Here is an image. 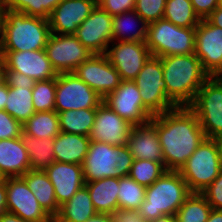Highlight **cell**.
I'll return each mask as SVG.
<instances>
[{"mask_svg": "<svg viewBox=\"0 0 222 222\" xmlns=\"http://www.w3.org/2000/svg\"><path fill=\"white\" fill-rule=\"evenodd\" d=\"M158 138L167 170L179 171L206 138L197 116L188 106L157 115Z\"/></svg>", "mask_w": 222, "mask_h": 222, "instance_id": "1", "label": "cell"}, {"mask_svg": "<svg viewBox=\"0 0 222 222\" xmlns=\"http://www.w3.org/2000/svg\"><path fill=\"white\" fill-rule=\"evenodd\" d=\"M167 97L177 106H189L210 77L195 54L160 57Z\"/></svg>", "mask_w": 222, "mask_h": 222, "instance_id": "2", "label": "cell"}, {"mask_svg": "<svg viewBox=\"0 0 222 222\" xmlns=\"http://www.w3.org/2000/svg\"><path fill=\"white\" fill-rule=\"evenodd\" d=\"M51 35L49 21L3 6L0 51L45 49Z\"/></svg>", "mask_w": 222, "mask_h": 222, "instance_id": "3", "label": "cell"}, {"mask_svg": "<svg viewBox=\"0 0 222 222\" xmlns=\"http://www.w3.org/2000/svg\"><path fill=\"white\" fill-rule=\"evenodd\" d=\"M190 194L180 172L167 170L146 187L145 200L138 210L139 215L148 222L163 215H175Z\"/></svg>", "mask_w": 222, "mask_h": 222, "instance_id": "4", "label": "cell"}, {"mask_svg": "<svg viewBox=\"0 0 222 222\" xmlns=\"http://www.w3.org/2000/svg\"><path fill=\"white\" fill-rule=\"evenodd\" d=\"M134 158L128 145L113 146L92 141L82 163L85 182L107 177L122 178L129 176Z\"/></svg>", "mask_w": 222, "mask_h": 222, "instance_id": "5", "label": "cell"}, {"mask_svg": "<svg viewBox=\"0 0 222 222\" xmlns=\"http://www.w3.org/2000/svg\"><path fill=\"white\" fill-rule=\"evenodd\" d=\"M222 170V152L218 139L205 138L179 172L191 193H201Z\"/></svg>", "mask_w": 222, "mask_h": 222, "instance_id": "6", "label": "cell"}, {"mask_svg": "<svg viewBox=\"0 0 222 222\" xmlns=\"http://www.w3.org/2000/svg\"><path fill=\"white\" fill-rule=\"evenodd\" d=\"M145 43L152 56L194 54L195 28H183L164 18L159 19L148 24Z\"/></svg>", "mask_w": 222, "mask_h": 222, "instance_id": "7", "label": "cell"}, {"mask_svg": "<svg viewBox=\"0 0 222 222\" xmlns=\"http://www.w3.org/2000/svg\"><path fill=\"white\" fill-rule=\"evenodd\" d=\"M197 116L205 137L222 136V77H209L188 106Z\"/></svg>", "mask_w": 222, "mask_h": 222, "instance_id": "8", "label": "cell"}, {"mask_svg": "<svg viewBox=\"0 0 222 222\" xmlns=\"http://www.w3.org/2000/svg\"><path fill=\"white\" fill-rule=\"evenodd\" d=\"M133 81L139 88L144 107L153 116L177 107L167 97L160 57L151 55Z\"/></svg>", "mask_w": 222, "mask_h": 222, "instance_id": "9", "label": "cell"}, {"mask_svg": "<svg viewBox=\"0 0 222 222\" xmlns=\"http://www.w3.org/2000/svg\"><path fill=\"white\" fill-rule=\"evenodd\" d=\"M102 102L103 98L74 73L57 75L54 108L57 113L97 108Z\"/></svg>", "mask_w": 222, "mask_h": 222, "instance_id": "10", "label": "cell"}, {"mask_svg": "<svg viewBox=\"0 0 222 222\" xmlns=\"http://www.w3.org/2000/svg\"><path fill=\"white\" fill-rule=\"evenodd\" d=\"M45 52L57 74L73 73L92 55L74 34L51 33L45 46Z\"/></svg>", "mask_w": 222, "mask_h": 222, "instance_id": "11", "label": "cell"}, {"mask_svg": "<svg viewBox=\"0 0 222 222\" xmlns=\"http://www.w3.org/2000/svg\"><path fill=\"white\" fill-rule=\"evenodd\" d=\"M194 54L210 77L222 76V28L201 20L195 28Z\"/></svg>", "mask_w": 222, "mask_h": 222, "instance_id": "12", "label": "cell"}, {"mask_svg": "<svg viewBox=\"0 0 222 222\" xmlns=\"http://www.w3.org/2000/svg\"><path fill=\"white\" fill-rule=\"evenodd\" d=\"M103 102L133 126L148 122L153 115L144 107L139 88L132 80H122Z\"/></svg>", "mask_w": 222, "mask_h": 222, "instance_id": "13", "label": "cell"}, {"mask_svg": "<svg viewBox=\"0 0 222 222\" xmlns=\"http://www.w3.org/2000/svg\"><path fill=\"white\" fill-rule=\"evenodd\" d=\"M106 57L122 80H134L151 56L145 42L112 41Z\"/></svg>", "mask_w": 222, "mask_h": 222, "instance_id": "14", "label": "cell"}, {"mask_svg": "<svg viewBox=\"0 0 222 222\" xmlns=\"http://www.w3.org/2000/svg\"><path fill=\"white\" fill-rule=\"evenodd\" d=\"M73 73L103 99L116 90L122 81L105 54H92Z\"/></svg>", "mask_w": 222, "mask_h": 222, "instance_id": "15", "label": "cell"}, {"mask_svg": "<svg viewBox=\"0 0 222 222\" xmlns=\"http://www.w3.org/2000/svg\"><path fill=\"white\" fill-rule=\"evenodd\" d=\"M113 16L98 4L75 32V37L92 54H105L113 39Z\"/></svg>", "mask_w": 222, "mask_h": 222, "instance_id": "16", "label": "cell"}, {"mask_svg": "<svg viewBox=\"0 0 222 222\" xmlns=\"http://www.w3.org/2000/svg\"><path fill=\"white\" fill-rule=\"evenodd\" d=\"M6 189L8 212L30 222H53L22 177H7Z\"/></svg>", "mask_w": 222, "mask_h": 222, "instance_id": "17", "label": "cell"}, {"mask_svg": "<svg viewBox=\"0 0 222 222\" xmlns=\"http://www.w3.org/2000/svg\"><path fill=\"white\" fill-rule=\"evenodd\" d=\"M132 128L133 125L122 119L107 104L102 102L96 108L94 125L88 137L92 141L123 146L127 145Z\"/></svg>", "mask_w": 222, "mask_h": 222, "instance_id": "18", "label": "cell"}, {"mask_svg": "<svg viewBox=\"0 0 222 222\" xmlns=\"http://www.w3.org/2000/svg\"><path fill=\"white\" fill-rule=\"evenodd\" d=\"M7 70L22 73L35 81L57 77V72L47 58L45 49L34 51H0Z\"/></svg>", "mask_w": 222, "mask_h": 222, "instance_id": "19", "label": "cell"}, {"mask_svg": "<svg viewBox=\"0 0 222 222\" xmlns=\"http://www.w3.org/2000/svg\"><path fill=\"white\" fill-rule=\"evenodd\" d=\"M96 5L97 0H62L48 19L51 33L75 34Z\"/></svg>", "mask_w": 222, "mask_h": 222, "instance_id": "20", "label": "cell"}, {"mask_svg": "<svg viewBox=\"0 0 222 222\" xmlns=\"http://www.w3.org/2000/svg\"><path fill=\"white\" fill-rule=\"evenodd\" d=\"M127 145L135 160H153L164 163L158 138L157 115L144 124L133 126Z\"/></svg>", "mask_w": 222, "mask_h": 222, "instance_id": "21", "label": "cell"}, {"mask_svg": "<svg viewBox=\"0 0 222 222\" xmlns=\"http://www.w3.org/2000/svg\"><path fill=\"white\" fill-rule=\"evenodd\" d=\"M44 171L53 184L59 207L85 185L82 165L55 161Z\"/></svg>", "mask_w": 222, "mask_h": 222, "instance_id": "22", "label": "cell"}, {"mask_svg": "<svg viewBox=\"0 0 222 222\" xmlns=\"http://www.w3.org/2000/svg\"><path fill=\"white\" fill-rule=\"evenodd\" d=\"M30 170L28 152L20 137L0 140V174L4 177H22Z\"/></svg>", "mask_w": 222, "mask_h": 222, "instance_id": "23", "label": "cell"}, {"mask_svg": "<svg viewBox=\"0 0 222 222\" xmlns=\"http://www.w3.org/2000/svg\"><path fill=\"white\" fill-rule=\"evenodd\" d=\"M90 142L88 136L60 132L54 138L55 161L82 165Z\"/></svg>", "mask_w": 222, "mask_h": 222, "instance_id": "24", "label": "cell"}, {"mask_svg": "<svg viewBox=\"0 0 222 222\" xmlns=\"http://www.w3.org/2000/svg\"><path fill=\"white\" fill-rule=\"evenodd\" d=\"M22 178L36 196L40 206L54 219L58 215L60 207L55 198L53 184L50 182L46 172L44 170L30 169Z\"/></svg>", "mask_w": 222, "mask_h": 222, "instance_id": "25", "label": "cell"}, {"mask_svg": "<svg viewBox=\"0 0 222 222\" xmlns=\"http://www.w3.org/2000/svg\"><path fill=\"white\" fill-rule=\"evenodd\" d=\"M97 213L111 214L118 208L119 178L107 177L85 182Z\"/></svg>", "mask_w": 222, "mask_h": 222, "instance_id": "26", "label": "cell"}, {"mask_svg": "<svg viewBox=\"0 0 222 222\" xmlns=\"http://www.w3.org/2000/svg\"><path fill=\"white\" fill-rule=\"evenodd\" d=\"M112 31V41L146 42L148 24L132 10L113 16Z\"/></svg>", "mask_w": 222, "mask_h": 222, "instance_id": "27", "label": "cell"}, {"mask_svg": "<svg viewBox=\"0 0 222 222\" xmlns=\"http://www.w3.org/2000/svg\"><path fill=\"white\" fill-rule=\"evenodd\" d=\"M97 214L87 187L80 188L69 201L60 206L53 222H86Z\"/></svg>", "mask_w": 222, "mask_h": 222, "instance_id": "28", "label": "cell"}, {"mask_svg": "<svg viewBox=\"0 0 222 222\" xmlns=\"http://www.w3.org/2000/svg\"><path fill=\"white\" fill-rule=\"evenodd\" d=\"M20 138L28 152L30 169L45 170L55 162L54 139H40L26 133H22Z\"/></svg>", "mask_w": 222, "mask_h": 222, "instance_id": "29", "label": "cell"}, {"mask_svg": "<svg viewBox=\"0 0 222 222\" xmlns=\"http://www.w3.org/2000/svg\"><path fill=\"white\" fill-rule=\"evenodd\" d=\"M57 114L60 132L89 136L94 125L96 108L67 110Z\"/></svg>", "mask_w": 222, "mask_h": 222, "instance_id": "30", "label": "cell"}, {"mask_svg": "<svg viewBox=\"0 0 222 222\" xmlns=\"http://www.w3.org/2000/svg\"><path fill=\"white\" fill-rule=\"evenodd\" d=\"M23 132L36 138L54 139L60 133L57 112H35L23 125Z\"/></svg>", "mask_w": 222, "mask_h": 222, "instance_id": "31", "label": "cell"}, {"mask_svg": "<svg viewBox=\"0 0 222 222\" xmlns=\"http://www.w3.org/2000/svg\"><path fill=\"white\" fill-rule=\"evenodd\" d=\"M4 110L23 125L35 113L32 89L8 86V98Z\"/></svg>", "mask_w": 222, "mask_h": 222, "instance_id": "32", "label": "cell"}, {"mask_svg": "<svg viewBox=\"0 0 222 222\" xmlns=\"http://www.w3.org/2000/svg\"><path fill=\"white\" fill-rule=\"evenodd\" d=\"M163 18L183 28H196L201 21L191 0H167Z\"/></svg>", "mask_w": 222, "mask_h": 222, "instance_id": "33", "label": "cell"}, {"mask_svg": "<svg viewBox=\"0 0 222 222\" xmlns=\"http://www.w3.org/2000/svg\"><path fill=\"white\" fill-rule=\"evenodd\" d=\"M212 207L201 193H191L175 216L177 222H206Z\"/></svg>", "mask_w": 222, "mask_h": 222, "instance_id": "34", "label": "cell"}, {"mask_svg": "<svg viewBox=\"0 0 222 222\" xmlns=\"http://www.w3.org/2000/svg\"><path fill=\"white\" fill-rule=\"evenodd\" d=\"M146 187L130 176L119 178L118 208L138 211L145 200Z\"/></svg>", "mask_w": 222, "mask_h": 222, "instance_id": "35", "label": "cell"}, {"mask_svg": "<svg viewBox=\"0 0 222 222\" xmlns=\"http://www.w3.org/2000/svg\"><path fill=\"white\" fill-rule=\"evenodd\" d=\"M62 0H5L3 6L13 11L27 14L28 16L49 19L54 8Z\"/></svg>", "mask_w": 222, "mask_h": 222, "instance_id": "36", "label": "cell"}, {"mask_svg": "<svg viewBox=\"0 0 222 222\" xmlns=\"http://www.w3.org/2000/svg\"><path fill=\"white\" fill-rule=\"evenodd\" d=\"M166 171L167 169L164 166V163L153 160L134 159L129 176L138 184L148 187Z\"/></svg>", "mask_w": 222, "mask_h": 222, "instance_id": "37", "label": "cell"}, {"mask_svg": "<svg viewBox=\"0 0 222 222\" xmlns=\"http://www.w3.org/2000/svg\"><path fill=\"white\" fill-rule=\"evenodd\" d=\"M56 78L35 81L32 89V102L35 112L54 111Z\"/></svg>", "mask_w": 222, "mask_h": 222, "instance_id": "38", "label": "cell"}, {"mask_svg": "<svg viewBox=\"0 0 222 222\" xmlns=\"http://www.w3.org/2000/svg\"><path fill=\"white\" fill-rule=\"evenodd\" d=\"M167 0H135L134 10L147 23L163 19Z\"/></svg>", "mask_w": 222, "mask_h": 222, "instance_id": "39", "label": "cell"}, {"mask_svg": "<svg viewBox=\"0 0 222 222\" xmlns=\"http://www.w3.org/2000/svg\"><path fill=\"white\" fill-rule=\"evenodd\" d=\"M23 127L5 110H0V140L20 137Z\"/></svg>", "mask_w": 222, "mask_h": 222, "instance_id": "40", "label": "cell"}, {"mask_svg": "<svg viewBox=\"0 0 222 222\" xmlns=\"http://www.w3.org/2000/svg\"><path fill=\"white\" fill-rule=\"evenodd\" d=\"M201 194L208 201L212 209L222 210V170Z\"/></svg>", "mask_w": 222, "mask_h": 222, "instance_id": "41", "label": "cell"}, {"mask_svg": "<svg viewBox=\"0 0 222 222\" xmlns=\"http://www.w3.org/2000/svg\"><path fill=\"white\" fill-rule=\"evenodd\" d=\"M97 4L110 15L115 16L134 10L135 0H97Z\"/></svg>", "mask_w": 222, "mask_h": 222, "instance_id": "42", "label": "cell"}, {"mask_svg": "<svg viewBox=\"0 0 222 222\" xmlns=\"http://www.w3.org/2000/svg\"><path fill=\"white\" fill-rule=\"evenodd\" d=\"M5 82L9 87H28L33 89L35 80L22 73L5 70Z\"/></svg>", "mask_w": 222, "mask_h": 222, "instance_id": "43", "label": "cell"}, {"mask_svg": "<svg viewBox=\"0 0 222 222\" xmlns=\"http://www.w3.org/2000/svg\"><path fill=\"white\" fill-rule=\"evenodd\" d=\"M191 3L199 19L204 20L218 7L219 0H191Z\"/></svg>", "mask_w": 222, "mask_h": 222, "instance_id": "44", "label": "cell"}, {"mask_svg": "<svg viewBox=\"0 0 222 222\" xmlns=\"http://www.w3.org/2000/svg\"><path fill=\"white\" fill-rule=\"evenodd\" d=\"M112 222H140L141 216L138 211L117 208L111 214Z\"/></svg>", "mask_w": 222, "mask_h": 222, "instance_id": "45", "label": "cell"}, {"mask_svg": "<svg viewBox=\"0 0 222 222\" xmlns=\"http://www.w3.org/2000/svg\"><path fill=\"white\" fill-rule=\"evenodd\" d=\"M6 195H7L6 178H4L0 182V216L8 211Z\"/></svg>", "mask_w": 222, "mask_h": 222, "instance_id": "46", "label": "cell"}, {"mask_svg": "<svg viewBox=\"0 0 222 222\" xmlns=\"http://www.w3.org/2000/svg\"><path fill=\"white\" fill-rule=\"evenodd\" d=\"M206 19L211 24L222 28V8L218 6Z\"/></svg>", "mask_w": 222, "mask_h": 222, "instance_id": "47", "label": "cell"}, {"mask_svg": "<svg viewBox=\"0 0 222 222\" xmlns=\"http://www.w3.org/2000/svg\"><path fill=\"white\" fill-rule=\"evenodd\" d=\"M0 222H30L27 221L14 213L6 212L0 216Z\"/></svg>", "mask_w": 222, "mask_h": 222, "instance_id": "48", "label": "cell"}, {"mask_svg": "<svg viewBox=\"0 0 222 222\" xmlns=\"http://www.w3.org/2000/svg\"><path fill=\"white\" fill-rule=\"evenodd\" d=\"M8 98V85L6 82L0 85V110L5 109L6 100Z\"/></svg>", "mask_w": 222, "mask_h": 222, "instance_id": "49", "label": "cell"}, {"mask_svg": "<svg viewBox=\"0 0 222 222\" xmlns=\"http://www.w3.org/2000/svg\"><path fill=\"white\" fill-rule=\"evenodd\" d=\"M86 222H112L110 214L97 213L95 216L88 219Z\"/></svg>", "mask_w": 222, "mask_h": 222, "instance_id": "50", "label": "cell"}, {"mask_svg": "<svg viewBox=\"0 0 222 222\" xmlns=\"http://www.w3.org/2000/svg\"><path fill=\"white\" fill-rule=\"evenodd\" d=\"M206 222H222V210L212 209Z\"/></svg>", "mask_w": 222, "mask_h": 222, "instance_id": "51", "label": "cell"}, {"mask_svg": "<svg viewBox=\"0 0 222 222\" xmlns=\"http://www.w3.org/2000/svg\"><path fill=\"white\" fill-rule=\"evenodd\" d=\"M5 60L3 56L0 54V85L5 82Z\"/></svg>", "mask_w": 222, "mask_h": 222, "instance_id": "52", "label": "cell"}, {"mask_svg": "<svg viewBox=\"0 0 222 222\" xmlns=\"http://www.w3.org/2000/svg\"><path fill=\"white\" fill-rule=\"evenodd\" d=\"M151 222H177V219L175 215H163Z\"/></svg>", "mask_w": 222, "mask_h": 222, "instance_id": "53", "label": "cell"}, {"mask_svg": "<svg viewBox=\"0 0 222 222\" xmlns=\"http://www.w3.org/2000/svg\"><path fill=\"white\" fill-rule=\"evenodd\" d=\"M2 17H3V3H0V40H1Z\"/></svg>", "mask_w": 222, "mask_h": 222, "instance_id": "54", "label": "cell"}, {"mask_svg": "<svg viewBox=\"0 0 222 222\" xmlns=\"http://www.w3.org/2000/svg\"><path fill=\"white\" fill-rule=\"evenodd\" d=\"M218 141H219V144H220V147H221V152H222V136L220 138H218Z\"/></svg>", "mask_w": 222, "mask_h": 222, "instance_id": "55", "label": "cell"}, {"mask_svg": "<svg viewBox=\"0 0 222 222\" xmlns=\"http://www.w3.org/2000/svg\"><path fill=\"white\" fill-rule=\"evenodd\" d=\"M218 6L222 8V0H219Z\"/></svg>", "mask_w": 222, "mask_h": 222, "instance_id": "56", "label": "cell"}, {"mask_svg": "<svg viewBox=\"0 0 222 222\" xmlns=\"http://www.w3.org/2000/svg\"><path fill=\"white\" fill-rule=\"evenodd\" d=\"M4 179V177L0 174V182Z\"/></svg>", "mask_w": 222, "mask_h": 222, "instance_id": "57", "label": "cell"}]
</instances>
